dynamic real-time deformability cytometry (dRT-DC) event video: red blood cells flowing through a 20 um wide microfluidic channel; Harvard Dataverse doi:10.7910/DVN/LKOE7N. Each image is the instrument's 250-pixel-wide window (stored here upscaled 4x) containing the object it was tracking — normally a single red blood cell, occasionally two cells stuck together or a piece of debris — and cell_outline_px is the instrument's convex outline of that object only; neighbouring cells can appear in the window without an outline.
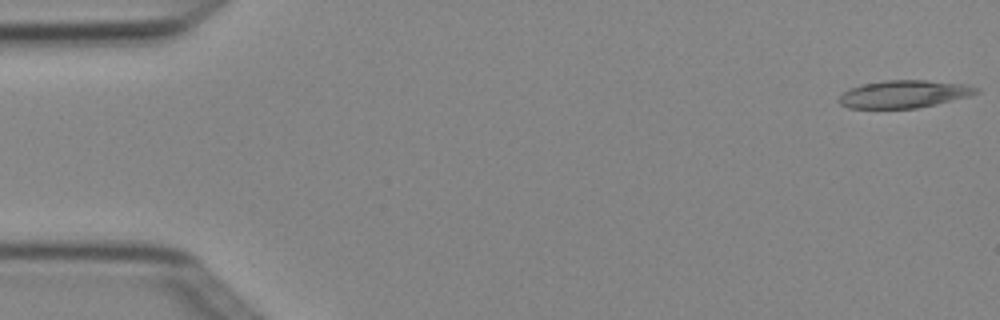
{"species": "Egyptian fruit bat (a non-hibernating species)", "species_latin": "Rousettus aegyptiacus", "temperature_condition": "cold", "stored_images_in_passage": 6, "camera_frame_rate_fps": 3000, "um_per_image_px": 0.085, "animal": {"sex": "female"}, "frame": {"image": 1, "passage_image": 1, "time_ms": 0.0, "image_size_px": [1000, 320], "cell_outline_px": [[980, 92], [968, 96], [936, 104], [916, 108], [848, 108], [840, 104], [836, 100], [844, 92], [860, 84], [884, 80], [928, 80], [968, 84], [980, 88]], "centroid_in_image_um": [76.86, 7.98], "position_along_channel_um": 8.1, "area_um2": 22.2}}
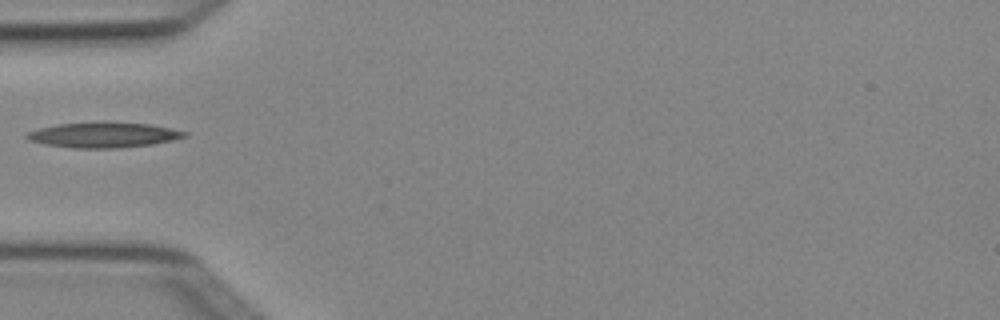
{"frame": {"image": 2, "passage_image": 5, "time_ms": 1.333, "image_size_px": [1000, 320], "cell_outline_px": [[188, 136], [172, 140], [152, 144], [116, 148], [72, 148], [44, 144], [28, 140], [24, 136], [28, 132], [40, 128], [56, 124], [104, 120], [152, 124], [188, 132]], "centroid_in_image_um": [8.79, 11.44], "position_along_channel_um": 76.2, "area_um2": 23.81}}
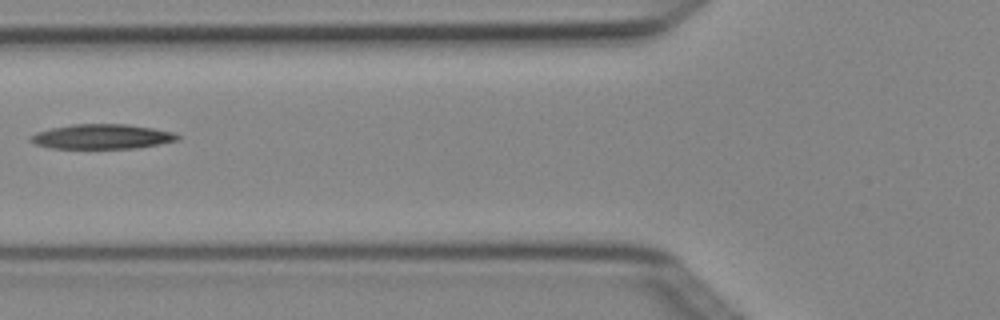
{"frame": {"image": 3, "passage_image": 6, "time_ms": 1.667, "image_size_px": [1000, 320], "cell_outline_px": [[180, 140], [160, 144], [136, 148], [52, 148], [36, 144], [28, 140], [28, 136], [36, 132], [52, 128], [72, 124], [128, 124], [152, 128], [172, 132], [180, 136]], "centroid_in_image_um": [8.66, 11.61], "position_along_channel_um": 117.1, "area_um2": 21.21}}